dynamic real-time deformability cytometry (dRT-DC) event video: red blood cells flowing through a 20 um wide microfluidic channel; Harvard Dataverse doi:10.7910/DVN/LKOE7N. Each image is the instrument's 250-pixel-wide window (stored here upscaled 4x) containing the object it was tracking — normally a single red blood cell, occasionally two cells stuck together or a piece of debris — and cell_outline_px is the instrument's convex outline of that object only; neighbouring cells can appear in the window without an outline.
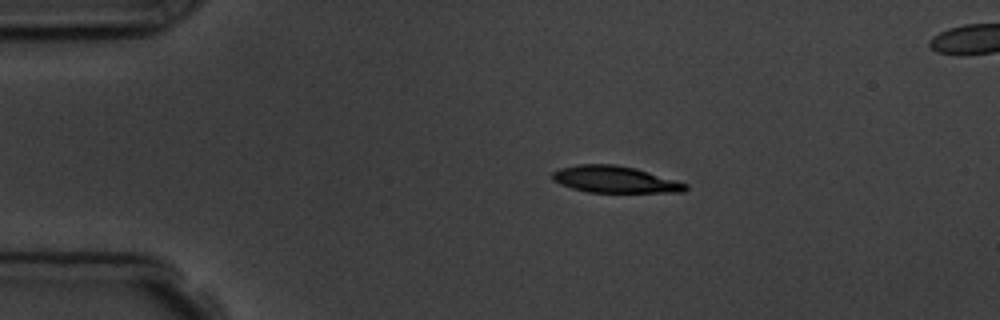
{"species": "common noctule bat (a hibernating species)", "species_latin": "Nyctalus noctula", "temperature_condition": "room temperature", "stored_images_in_passage": 7, "camera_frame_rate_fps": 3000, "um_per_image_px": 0.085, "animal": {"sex": "male", "body_mass_g": 19.5, "forearm_length_mm": 54.6}, "frame": {"image": 1, "passage_image": 2, "time_ms": 1.0, "image_size_px": [1000, 320], "cell_outline_px": [[688, 188], [684, 192], [588, 192], [572, 188], [560, 184], [552, 180], [552, 172], [560, 168], [576, 164], [612, 164], [636, 168], [688, 184]], "centroid_in_image_um": [52.24, 15.25], "position_along_channel_um": 32.8, "area_um2": 20.69}}